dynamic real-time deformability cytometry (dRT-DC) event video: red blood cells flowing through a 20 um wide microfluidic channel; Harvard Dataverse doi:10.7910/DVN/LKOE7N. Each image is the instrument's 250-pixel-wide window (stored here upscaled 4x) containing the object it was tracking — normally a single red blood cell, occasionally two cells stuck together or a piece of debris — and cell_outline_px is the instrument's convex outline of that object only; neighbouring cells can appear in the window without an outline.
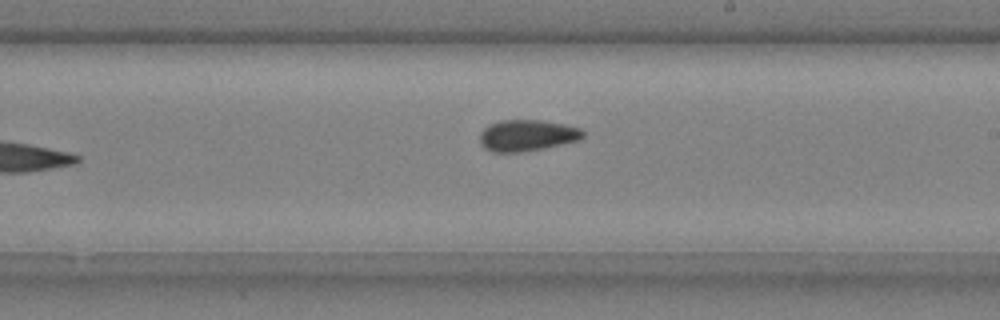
{"species": "common noctule bat (a hibernating species)", "species_latin": "Nyctalus noctula", "temperature_condition": "cold", "stored_images_in_passage": 9, "camera_frame_rate_fps": 3000, "um_per_image_px": 0.085, "animal": {"sex": "male", "body_mass_g": 20.4}, "frame": {"image": 1, "passage_image": 7, "time_ms": 2.0, "image_size_px": [1000, 320], "cell_outline_px": [[584, 136], [580, 140], [544, 148], [524, 152], [492, 152], [484, 148], [480, 144], [480, 132], [488, 124], [500, 120], [540, 120], [564, 124], [580, 128], [584, 132]], "centroid_in_image_um": [44.78, 11.51], "position_along_channel_um": 244.2, "area_um2": 19.02}}
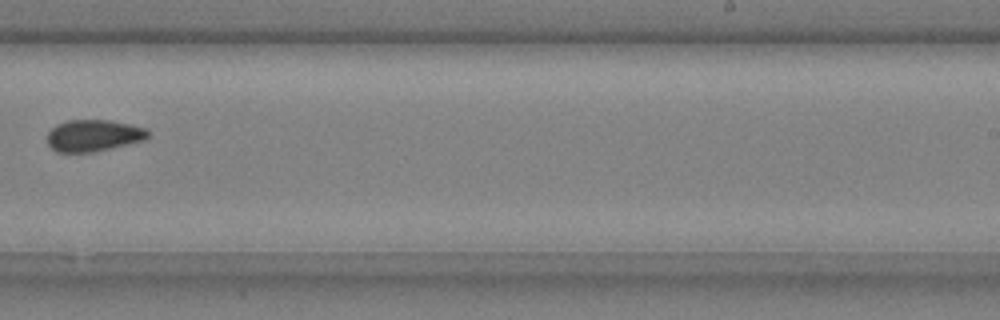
{"frame": {"image": 2, "passage_image": 8, "time_ms": 2.333, "image_size_px": [1000, 320], "cell_outline_px": [[148, 136], [144, 140], [92, 152], [56, 152], [48, 144], [48, 132], [56, 124], [68, 120], [108, 120], [148, 128]], "centroid_in_image_um": [7.93, 11.51], "position_along_channel_um": 281.1, "area_um2": 18.44}}